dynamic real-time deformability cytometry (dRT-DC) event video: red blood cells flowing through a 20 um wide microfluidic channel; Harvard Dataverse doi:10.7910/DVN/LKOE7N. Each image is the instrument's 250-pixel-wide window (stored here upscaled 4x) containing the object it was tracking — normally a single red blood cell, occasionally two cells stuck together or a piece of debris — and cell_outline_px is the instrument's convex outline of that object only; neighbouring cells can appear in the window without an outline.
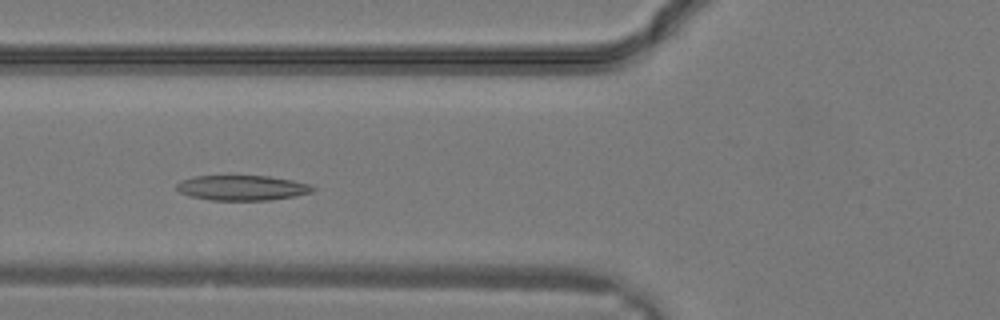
{"species": "common noctule bat (a hibernating species)", "species_latin": "Nyctalus noctula", "temperature_condition": "warm", "stored_images_in_passage": 21, "camera_frame_rate_fps": 3000, "um_per_image_px": 0.085, "animal": {"sex": "male", "body_mass_g": 19.2, "forearm_length_mm": 51.8}, "frame": {"image": 1, "passage_image": 9, "time_ms": 2.667, "image_size_px": [1000, 320], "cell_outline_px": [[316, 188], [312, 192], [296, 196], [268, 200], [212, 200], [188, 196], [180, 192], [176, 188], [176, 184], [180, 180], [196, 176], [268, 176], [292, 180], [308, 184]], "centroid_in_image_um": [20.56, 15.97], "position_along_channel_um": 105.2, "area_um2": 19.88}}
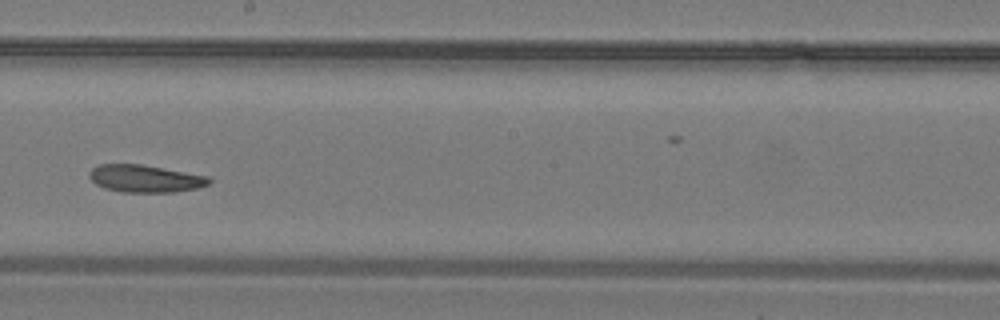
{"frame": {"image": 2, "passage_image": 15, "time_ms": 4.667, "image_size_px": [1000, 320], "cell_outline_px": [[212, 180], [208, 184], [200, 188], [176, 192], [120, 192], [104, 188], [96, 184], [88, 176], [88, 172], [92, 168], [100, 164], [140, 164], [208, 176]], "centroid_in_image_um": [12.33, 15.19], "position_along_channel_um": 235.9, "area_um2": 19.19}}
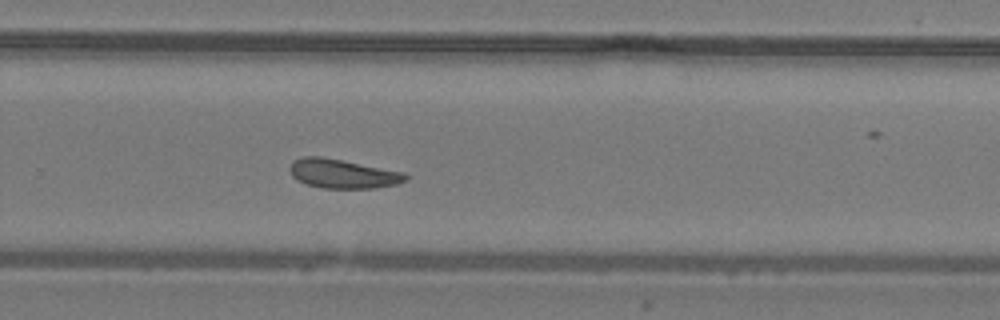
{"frame": {"image": 3, "passage_image": 18, "time_ms": 5.667, "image_size_px": [1000, 320], "cell_outline_px": [[408, 180], [396, 184], [372, 188], [324, 188], [304, 184], [296, 180], [292, 176], [288, 168], [292, 160], [304, 156], [320, 156], [404, 172], [408, 176]], "centroid_in_image_um": [29.08, 14.76], "position_along_channel_um": 300.7, "area_um2": 19.71}}